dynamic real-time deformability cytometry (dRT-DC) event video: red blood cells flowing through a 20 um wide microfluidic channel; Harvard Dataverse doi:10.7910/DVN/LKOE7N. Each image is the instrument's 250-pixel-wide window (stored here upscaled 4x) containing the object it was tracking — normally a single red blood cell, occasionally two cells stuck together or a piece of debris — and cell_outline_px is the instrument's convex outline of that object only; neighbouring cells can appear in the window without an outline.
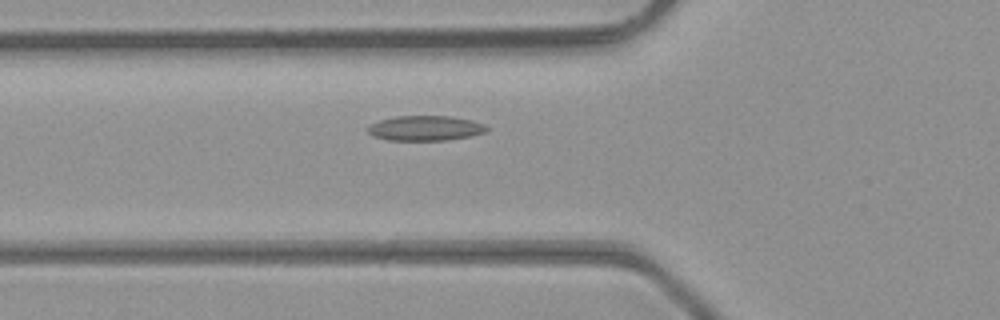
{"species": "common noctule bat (a hibernating species)", "species_latin": "Nyctalus noctula", "temperature_condition": "room temperature", "stored_images_in_passage": 27, "camera_frame_rate_fps": 3000, "um_per_image_px": 0.085, "animal": {"sex": "male", "body_mass_g": 23.1, "forearm_length_mm": 52.7}, "frame": {"image": 1, "passage_image": 2, "time_ms": 0.333, "image_size_px": [1000, 320], "cell_outline_px": [[488, 132], [468, 136], [444, 140], [388, 140], [372, 136], [368, 132], [368, 128], [372, 124], [380, 120], [396, 116], [452, 116], [472, 120], [484, 124], [488, 128]], "centroid_in_image_um": [36.17, 10.89], "position_along_channel_um": 89.6, "area_um2": 17.22}}
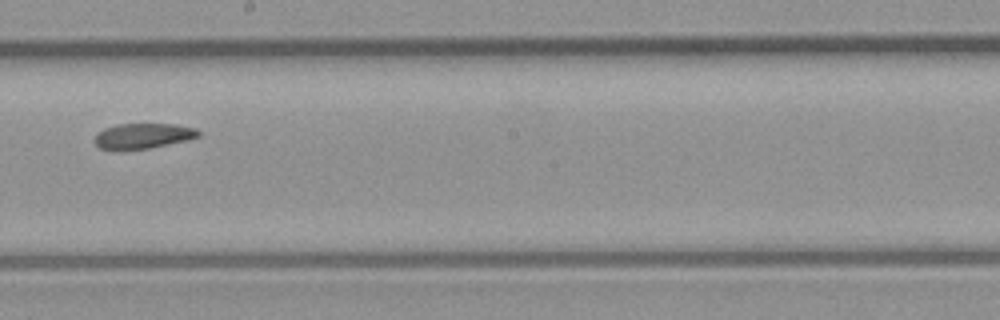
{"frame": {"image": 2, "passage_image": 12, "time_ms": 3.667, "image_size_px": [1000, 320], "cell_outline_px": [[200, 136], [184, 140], [148, 148], [100, 148], [92, 140], [104, 128], [116, 124], [176, 124], [196, 128], [200, 132]], "centroid_in_image_um": [12.17, 11.51], "position_along_channel_um": 236.0, "area_um2": 14.8}}
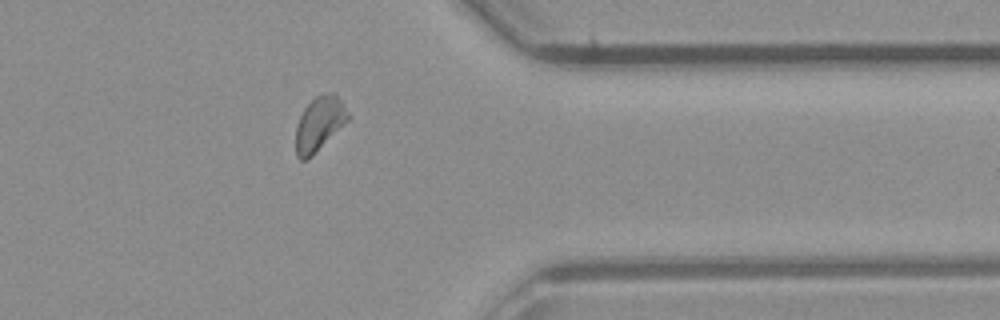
{"frame": {"image": 3, "passage_image": 23, "time_ms": 7.333, "image_size_px": [1000, 320], "cell_outline_px": [[348, 120], [308, 160], [300, 160], [296, 156], [296, 124], [304, 108], [316, 96], [332, 92], [336, 92], [344, 104], [348, 112]], "centroid_in_image_um": [27.13, 10.52], "position_along_channel_um": 384.3, "area_um2": 16.42}}